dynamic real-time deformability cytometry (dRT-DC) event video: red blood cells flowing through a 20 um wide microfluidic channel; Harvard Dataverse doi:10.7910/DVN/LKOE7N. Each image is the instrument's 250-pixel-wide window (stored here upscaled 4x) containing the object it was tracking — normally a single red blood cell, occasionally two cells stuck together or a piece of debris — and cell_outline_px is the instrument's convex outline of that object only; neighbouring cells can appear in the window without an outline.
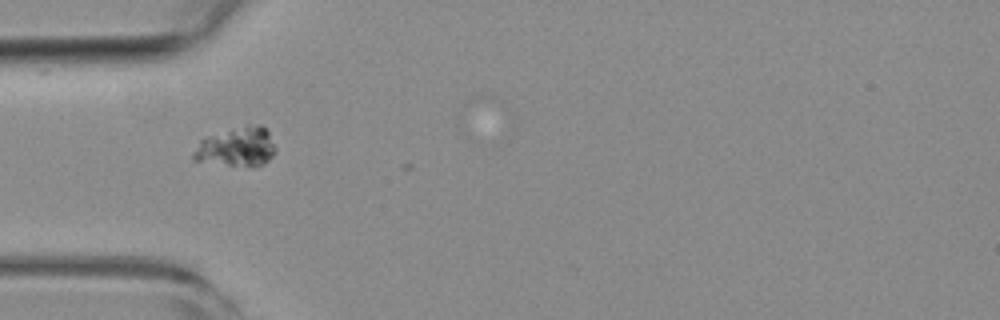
{"species": "common noctule bat (a hibernating species)", "species_latin": "Nyctalus noctula", "temperature_condition": "room temperature", "stored_images_in_passage": 2, "camera_frame_rate_fps": 3000, "um_per_image_px": 0.085, "animal": {"sex": "female", "body_mass_g": 19.3, "forearm_length_mm": 54.1}, "frame": {"image": 1, "passage_image": 1, "time_ms": 0.0, "image_size_px": [1000, 320], "cell_outline_px": [[276, 152], [264, 164], [256, 168], [248, 168], [192, 160], [192, 152], [200, 140], [204, 136], [232, 128], [248, 124], [260, 124], [268, 132], [276, 148]], "centroid_in_image_um": [20.11, 12.51], "position_along_channel_um": 64.9, "area_um2": 19.42}}